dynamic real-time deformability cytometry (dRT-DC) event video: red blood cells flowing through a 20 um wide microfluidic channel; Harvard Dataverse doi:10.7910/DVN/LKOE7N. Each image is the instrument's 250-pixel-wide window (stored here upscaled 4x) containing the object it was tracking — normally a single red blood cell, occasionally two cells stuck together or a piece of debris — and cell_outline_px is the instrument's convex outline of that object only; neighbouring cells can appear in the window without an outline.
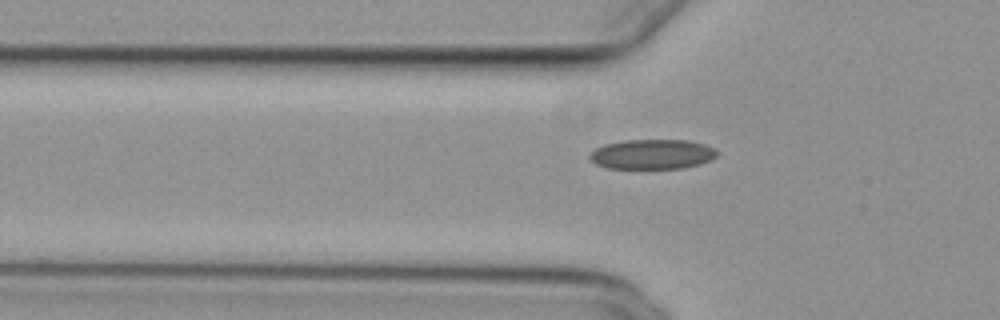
{"species": "common noctule bat (a hibernating species)", "species_latin": "Nyctalus noctula", "temperature_condition": "cold", "stored_images_in_passage": 42, "camera_frame_rate_fps": 3000, "um_per_image_px": 0.085, "animal": {"sex": "female", "body_mass_g": 29.2, "forearm_length_mm": 56.3}, "frame": {"image": 1, "passage_image": 11, "time_ms": 3.333, "image_size_px": [1000, 320], "cell_outline_px": [[720, 152], [712, 160], [700, 164], [684, 168], [608, 168], [596, 164], [588, 156], [596, 148], [604, 144], [624, 140], [688, 140], [704, 144], [716, 148]], "centroid_in_image_um": [55.49, 13.1], "position_along_channel_um": 70.3, "area_um2": 22.25}}
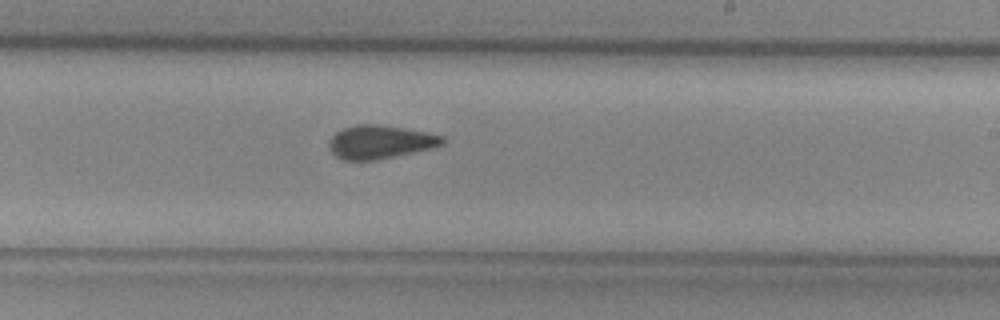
{"frame": {"image": 2, "passage_image": 26, "time_ms": 8.333, "image_size_px": [1000, 320], "cell_outline_px": [[444, 144], [412, 152], [376, 160], [344, 160], [336, 156], [328, 148], [328, 140], [336, 132], [344, 128], [356, 124], [380, 124], [428, 132], [444, 136]], "centroid_in_image_um": [32.27, 12.05], "position_along_channel_um": 256.7, "area_um2": 22.02}}
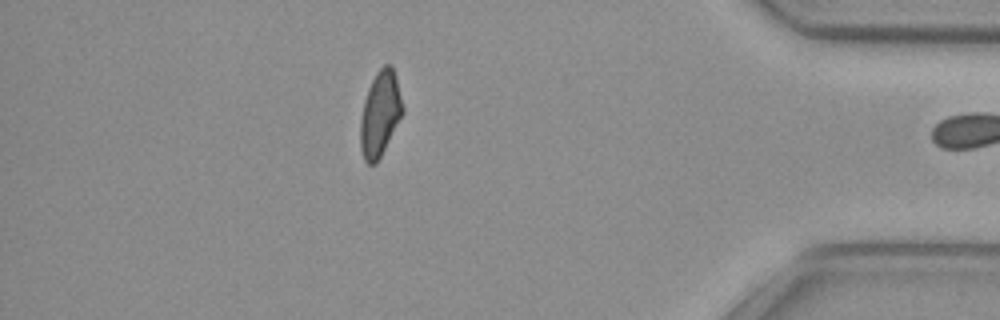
{"frame": {"image": 3, "passage_image": 41, "time_ms": 13.333, "image_size_px": [1000, 320], "cell_outline_px": [[404, 112], [376, 164], [368, 164], [364, 160], [360, 148], [360, 120], [364, 100], [368, 88], [376, 72], [384, 64], [392, 64], [396, 76], [404, 108]], "centroid_in_image_um": [32.3, 9.65], "position_along_channel_um": 402.9, "area_um2": 21.04}}